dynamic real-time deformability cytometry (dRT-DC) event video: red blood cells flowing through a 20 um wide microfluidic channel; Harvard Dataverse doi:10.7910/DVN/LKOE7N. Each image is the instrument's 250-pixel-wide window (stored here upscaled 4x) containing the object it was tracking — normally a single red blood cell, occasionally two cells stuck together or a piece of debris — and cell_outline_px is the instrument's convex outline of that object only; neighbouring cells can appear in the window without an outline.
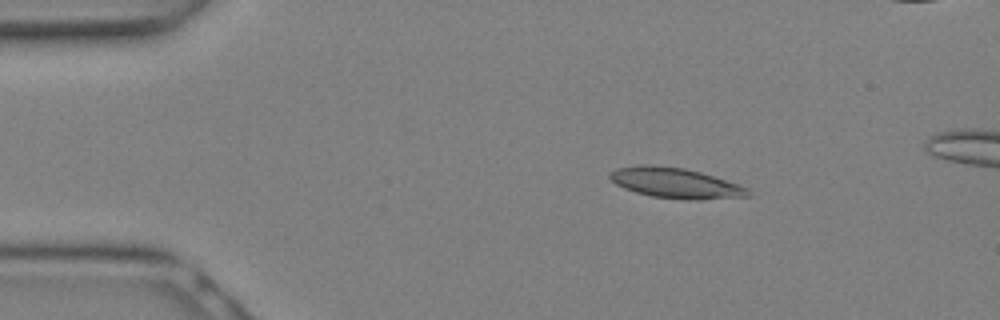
{"species": "Egyptian fruit bat (a non-hibernating species)", "species_latin": "Rousettus aegyptiacus", "temperature_condition": "warm", "stored_images_in_passage": 13, "camera_frame_rate_fps": 3000, "um_per_image_px": 0.085, "animal": {"sex": "female"}, "frame": {"image": 1, "passage_image": 4, "time_ms": 1.0, "image_size_px": [1000, 320], "cell_outline_px": [[752, 196], [700, 200], [684, 200], [652, 196], [636, 192], [624, 188], [616, 184], [608, 176], [608, 172], [616, 168], [640, 164], [648, 164], [684, 168], [700, 172], [740, 184], [748, 188], [752, 192]], "centroid_in_image_um": [57.44, 15.56], "position_along_channel_um": 27.6, "area_um2": 24.74}}
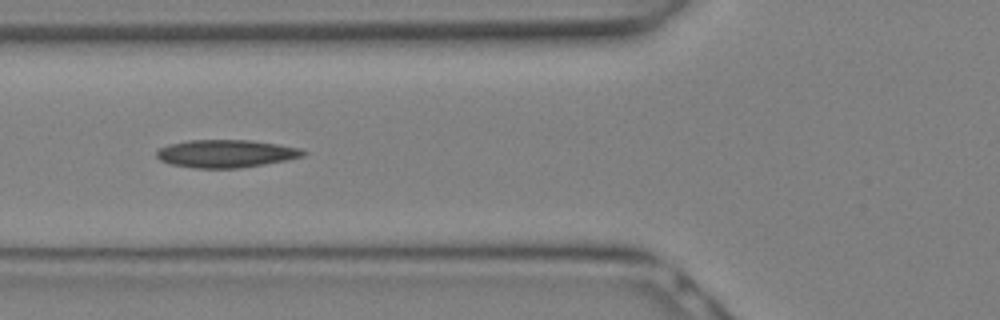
{"frame": {"image": 2, "passage_image": 10, "time_ms": 3.0, "image_size_px": [1000, 320], "cell_outline_px": [[308, 152], [304, 156], [288, 160], [240, 168], [196, 168], [172, 164], [160, 160], [156, 156], [156, 152], [160, 148], [168, 144], [188, 140], [252, 140], [280, 144], [300, 148]], "centroid_in_image_um": [19.25, 13.05], "position_along_channel_um": 106.6, "area_um2": 23.87}}
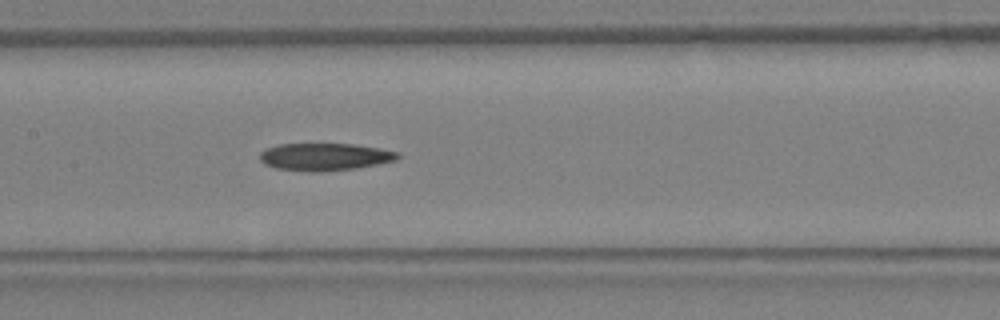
{"frame": {"image": 3, "passage_image": 13, "time_ms": 4.0, "image_size_px": [1000, 320], "cell_outline_px": [[400, 156], [396, 160], [356, 168], [320, 172], [312, 172], [276, 168], [264, 164], [260, 160], [260, 152], [268, 148], [280, 144], [352, 144], [380, 148], [400, 152]], "centroid_in_image_um": [27.62, 13.33], "position_along_channel_um": 179.8, "area_um2": 21.96}}